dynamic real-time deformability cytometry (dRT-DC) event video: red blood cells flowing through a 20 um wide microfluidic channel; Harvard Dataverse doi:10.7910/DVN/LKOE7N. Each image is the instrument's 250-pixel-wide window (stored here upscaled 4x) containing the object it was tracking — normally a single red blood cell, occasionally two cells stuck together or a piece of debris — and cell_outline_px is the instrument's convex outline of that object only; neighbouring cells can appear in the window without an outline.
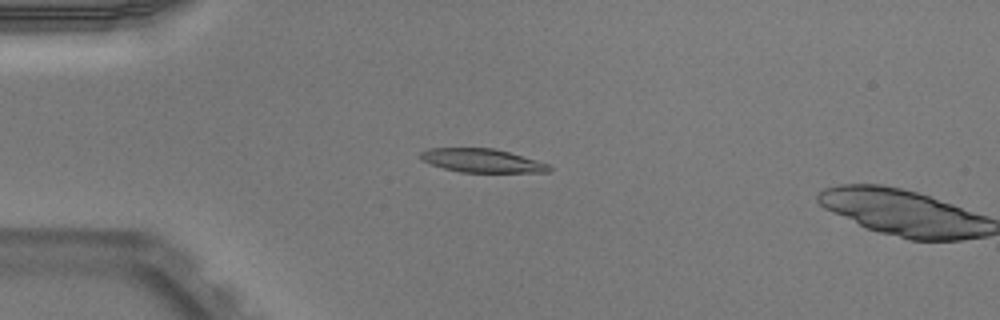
{"species": "Egyptian fruit bat (a non-hibernating species)", "species_latin": "Rousettus aegyptiacus", "temperature_condition": "warm", "stored_images_in_passage": 7, "camera_frame_rate_fps": 3000, "um_per_image_px": 0.085, "animal": {"sex": "male"}, "frame": {"image": 1, "passage_image": 6, "time_ms": 1.667, "image_size_px": [1000, 320], "cell_outline_px": [[552, 168], [548, 172], [460, 172], [444, 168], [420, 160], [420, 152], [428, 148], [492, 148], [508, 152], [548, 164]], "centroid_in_image_um": [40.92, 13.65], "position_along_channel_um": 44.1, "area_um2": 17.46}}